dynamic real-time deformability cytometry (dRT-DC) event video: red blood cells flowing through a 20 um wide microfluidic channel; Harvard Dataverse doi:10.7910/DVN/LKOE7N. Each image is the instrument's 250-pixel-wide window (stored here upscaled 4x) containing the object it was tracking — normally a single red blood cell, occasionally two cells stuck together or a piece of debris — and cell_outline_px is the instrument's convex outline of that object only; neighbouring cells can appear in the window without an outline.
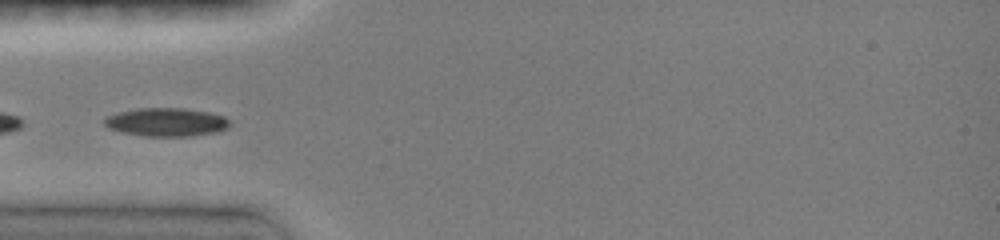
{"species": "common noctule bat (a hibernating species)", "species_latin": "Nyctalus noctula", "temperature_condition": "room temperature", "stored_images_in_passage": 24, "camera_frame_rate_fps": 3000, "um_per_image_px": 0.085, "animal": {"sex": "female", "body_mass_g": 19.0, "forearm_length_mm": 51.5}, "frame": {"image": 1, "passage_image": 7, "time_ms": 1.333, "image_size_px": [1000, 240], "cell_outline_px": [[228, 128], [220, 132], [192, 136], [144, 136], [124, 132], [108, 128], [104, 124], [104, 116], [136, 108], [184, 108], [208, 112], [224, 116], [228, 120]], "centroid_in_image_um": [14.14, 10.38], "position_along_channel_um": 70.9, "area_um2": 20.81}}